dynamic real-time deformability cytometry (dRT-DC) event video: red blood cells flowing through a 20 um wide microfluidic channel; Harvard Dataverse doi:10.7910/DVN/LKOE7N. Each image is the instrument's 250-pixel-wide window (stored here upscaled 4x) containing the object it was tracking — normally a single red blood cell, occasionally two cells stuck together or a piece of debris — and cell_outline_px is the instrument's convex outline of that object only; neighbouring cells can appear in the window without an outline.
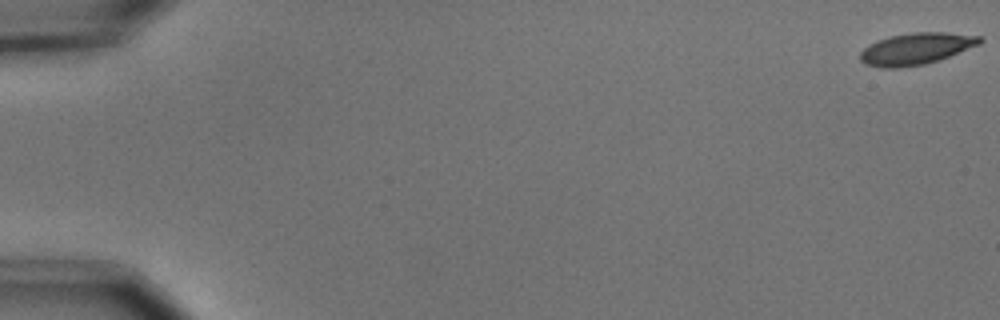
{"species": "common noctule bat (a hibernating species)", "species_latin": "Nyctalus noctula", "temperature_condition": "cold", "stored_images_in_passage": 56, "camera_frame_rate_fps": 3000, "um_per_image_px": 0.085, "animal": {"sex": "male", "body_mass_g": 15.6}, "frame": {"image": 1, "passage_image": 1, "time_ms": 0.0, "image_size_px": [1000, 320], "cell_outline_px": [[984, 40], [980, 44], [948, 56], [924, 64], [896, 68], [880, 68], [864, 64], [860, 60], [860, 52], [868, 44], [892, 36], [912, 32], [944, 32], [980, 36]], "centroid_in_image_um": [77.84, 4.14], "position_along_channel_um": 7.2, "area_um2": 21.85}}
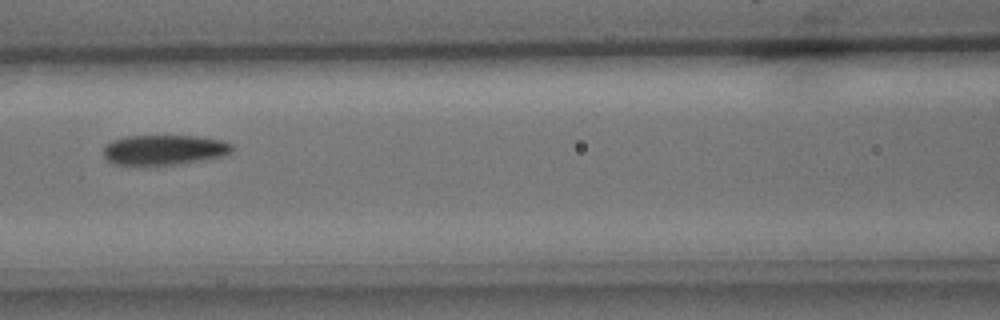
{"frame": {"image": 2, "passage_image": 26, "time_ms": 8.333, "image_size_px": [1000, 320], "cell_outline_px": [[232, 152], [224, 156], [204, 160], [180, 164], [112, 164], [104, 156], [104, 144], [112, 140], [124, 136], [196, 136], [224, 140], [232, 144]], "centroid_in_image_um": [13.98, 12.72], "position_along_channel_um": 152.6, "area_um2": 22.6}}
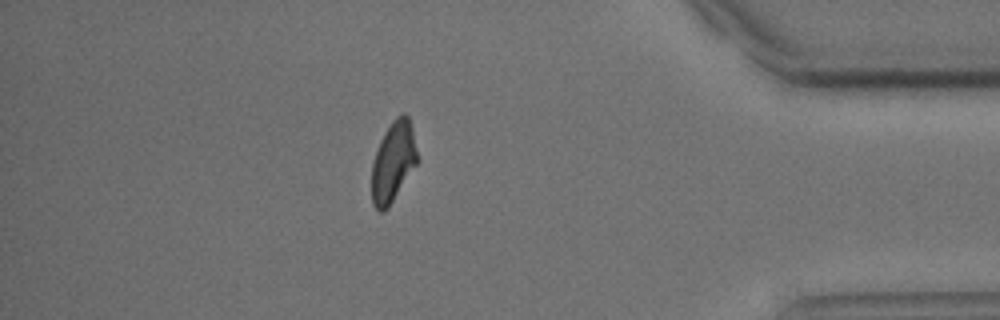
{"frame": {"image": 3, "passage_image": 49, "time_ms": 16.0, "image_size_px": [1000, 320], "cell_outline_px": [[420, 160], [388, 208], [384, 212], [380, 212], [372, 204], [372, 164], [380, 140], [384, 132], [392, 120], [396, 116], [404, 112], [408, 116], [412, 128]], "centroid_in_image_um": [33.44, 13.75], "position_along_channel_um": 401.8, "area_um2": 21.62}, "authors_computed_cell_mechanics": {"area_um2": 22.542, "velocity_mm_per_s": 3.6827, "shape_relaxation_time_tau1_ms": 3.8967, "shape_relaxation_time_tau2_ms": 3.4218, "deformation_change_tau1": 0.1231, "deformation_change_tau2": 0.0971}}